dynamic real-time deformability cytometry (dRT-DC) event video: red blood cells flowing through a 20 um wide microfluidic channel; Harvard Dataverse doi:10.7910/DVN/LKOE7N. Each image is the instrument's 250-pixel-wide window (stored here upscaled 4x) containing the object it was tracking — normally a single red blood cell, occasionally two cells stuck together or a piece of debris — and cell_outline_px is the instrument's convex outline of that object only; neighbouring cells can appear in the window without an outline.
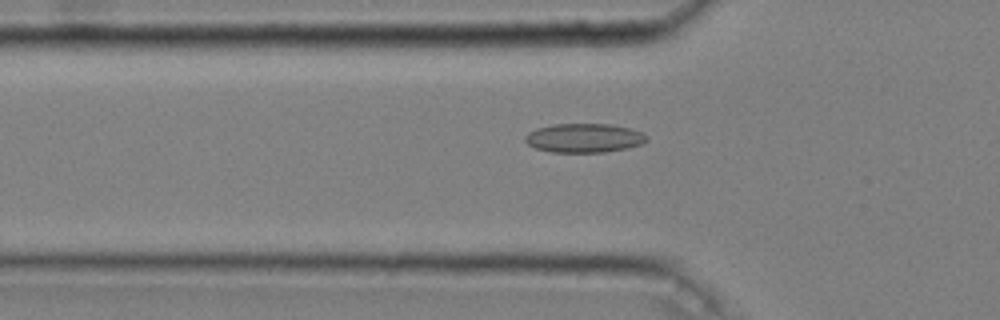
{"species": "common noctule bat (a hibernating species)", "species_latin": "Nyctalus noctula", "temperature_condition": "cold", "stored_images_in_passage": 49, "camera_frame_rate_fps": 3000, "um_per_image_px": 0.085, "animal": {"sex": "male", "body_mass_g": 20.4}, "frame": {"image": 1, "passage_image": 18, "time_ms": 5.667, "image_size_px": [1000, 320], "cell_outline_px": [[648, 140], [640, 144], [628, 148], [604, 152], [552, 152], [536, 148], [528, 144], [524, 140], [524, 136], [528, 132], [536, 128], [556, 124], [608, 124], [632, 128], [648, 136]], "centroid_in_image_um": [49.65, 11.73], "position_along_channel_um": 76.2, "area_um2": 20.58}}
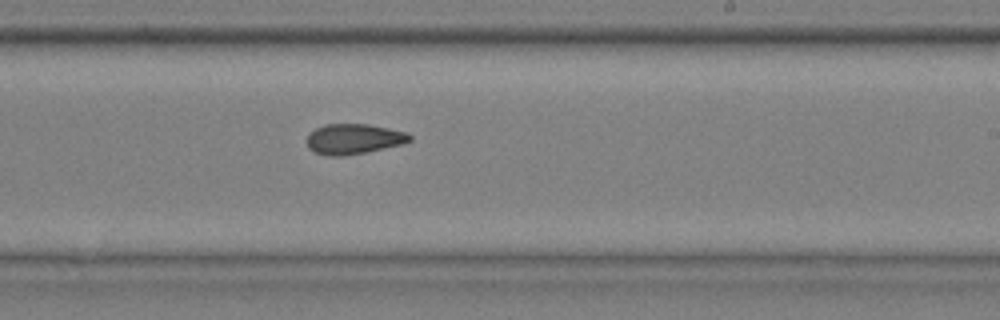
{"frame": {"image": 2, "passage_image": 33, "time_ms": 10.667, "image_size_px": [1000, 320], "cell_outline_px": [[412, 140], [404, 144], [364, 152], [340, 156], [328, 156], [316, 152], [308, 148], [308, 136], [316, 128], [324, 124], [368, 124], [408, 132], [412, 136]], "centroid_in_image_um": [30.11, 11.8], "position_along_channel_um": 258.9, "area_um2": 18.03}}
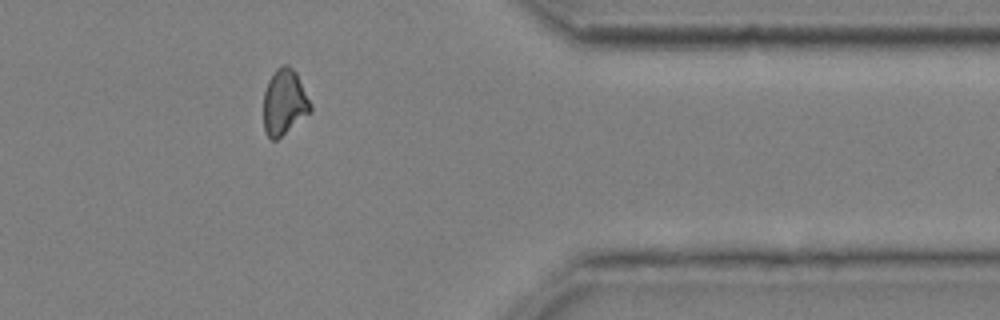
{"frame": {"image": 3, "passage_image": 45, "time_ms": 14.667, "image_size_px": [1000, 320], "cell_outline_px": [[312, 112], [276, 140], [272, 140], [264, 132], [264, 92], [268, 80], [276, 68], [284, 64], [288, 64], [296, 72], [312, 104]], "centroid_in_image_um": [24.18, 8.68], "position_along_channel_um": 387.2, "area_um2": 18.15}, "authors_computed_cell_mechanics": {"area_um2": 18.6116, "velocity_mm_per_s": 3.6508, "shape_relaxation_time_tau1_ms": null, "shape_relaxation_time_tau2_ms": 4.1259, "deformation_change_tau1": null, "deformation_change_tau2": 0.1031}}